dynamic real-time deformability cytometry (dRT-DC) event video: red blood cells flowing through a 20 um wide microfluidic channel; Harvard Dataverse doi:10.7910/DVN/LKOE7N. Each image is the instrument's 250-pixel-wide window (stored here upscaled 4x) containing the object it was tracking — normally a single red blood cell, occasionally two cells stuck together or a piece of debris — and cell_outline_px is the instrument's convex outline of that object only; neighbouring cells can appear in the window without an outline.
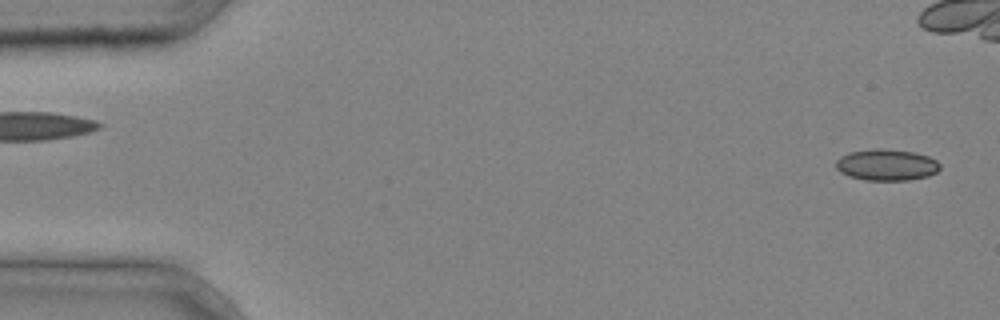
{"species": "common noctule bat (a hibernating species)", "species_latin": "Nyctalus noctula", "temperature_condition": "cold", "stored_images_in_passage": 34, "camera_frame_rate_fps": 3000, "um_per_image_px": 0.085, "animal": {"sex": "male", "body_mass_g": 20.4}, "frame": {"image": 1, "passage_image": 1, "time_ms": 0.0, "image_size_px": [1000, 320], "cell_outline_px": [[940, 168], [936, 172], [928, 176], [908, 180], [864, 180], [848, 176], [840, 172], [836, 168], [836, 160], [840, 156], [848, 152], [872, 148], [884, 148], [916, 152], [928, 156], [936, 160], [940, 164]], "centroid_in_image_um": [75.34, 14.0], "position_along_channel_um": 9.7, "area_um2": 19.31}}
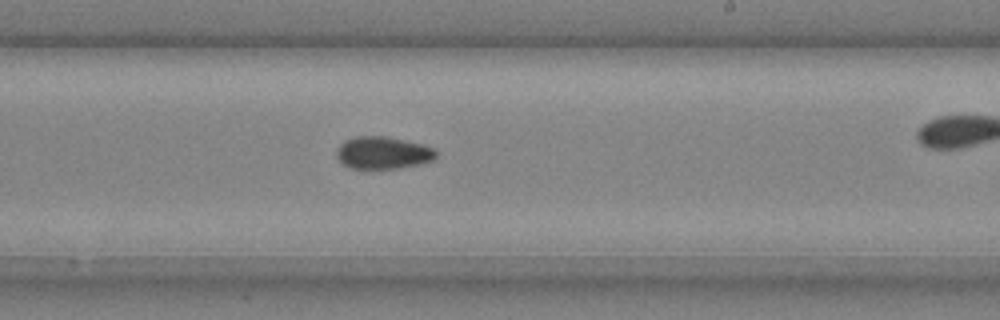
{"frame": {"image": 2, "passage_image": 25, "time_ms": 8.0, "image_size_px": [1000, 320], "cell_outline_px": [[436, 160], [400, 168], [352, 168], [344, 164], [336, 156], [336, 148], [344, 140], [356, 136], [384, 136], [420, 144], [432, 148], [436, 152]], "centroid_in_image_um": [32.52, 12.98], "position_along_channel_um": 256.5, "area_um2": 18.55}}